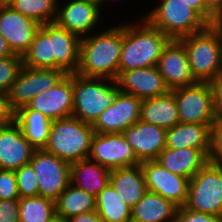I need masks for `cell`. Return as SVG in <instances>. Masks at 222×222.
<instances>
[{
	"label": "cell",
	"instance_id": "1",
	"mask_svg": "<svg viewBox=\"0 0 222 222\" xmlns=\"http://www.w3.org/2000/svg\"><path fill=\"white\" fill-rule=\"evenodd\" d=\"M122 47V25L104 27L81 38L80 61L76 74L116 80Z\"/></svg>",
	"mask_w": 222,
	"mask_h": 222
},
{
	"label": "cell",
	"instance_id": "34",
	"mask_svg": "<svg viewBox=\"0 0 222 222\" xmlns=\"http://www.w3.org/2000/svg\"><path fill=\"white\" fill-rule=\"evenodd\" d=\"M23 67L22 56L13 54L0 59V92L7 93Z\"/></svg>",
	"mask_w": 222,
	"mask_h": 222
},
{
	"label": "cell",
	"instance_id": "15",
	"mask_svg": "<svg viewBox=\"0 0 222 222\" xmlns=\"http://www.w3.org/2000/svg\"><path fill=\"white\" fill-rule=\"evenodd\" d=\"M40 27L35 20L13 10L9 5H0V33L13 54L23 56Z\"/></svg>",
	"mask_w": 222,
	"mask_h": 222
},
{
	"label": "cell",
	"instance_id": "18",
	"mask_svg": "<svg viewBox=\"0 0 222 222\" xmlns=\"http://www.w3.org/2000/svg\"><path fill=\"white\" fill-rule=\"evenodd\" d=\"M140 162L156 160L166 148L167 130L139 120L122 132Z\"/></svg>",
	"mask_w": 222,
	"mask_h": 222
},
{
	"label": "cell",
	"instance_id": "7",
	"mask_svg": "<svg viewBox=\"0 0 222 222\" xmlns=\"http://www.w3.org/2000/svg\"><path fill=\"white\" fill-rule=\"evenodd\" d=\"M184 207L222 217V166L208 161L190 179Z\"/></svg>",
	"mask_w": 222,
	"mask_h": 222
},
{
	"label": "cell",
	"instance_id": "47",
	"mask_svg": "<svg viewBox=\"0 0 222 222\" xmlns=\"http://www.w3.org/2000/svg\"><path fill=\"white\" fill-rule=\"evenodd\" d=\"M14 0H0V5H9L13 2Z\"/></svg>",
	"mask_w": 222,
	"mask_h": 222
},
{
	"label": "cell",
	"instance_id": "9",
	"mask_svg": "<svg viewBox=\"0 0 222 222\" xmlns=\"http://www.w3.org/2000/svg\"><path fill=\"white\" fill-rule=\"evenodd\" d=\"M30 164L39 181V196L55 202L70 184L71 163L41 149L34 151Z\"/></svg>",
	"mask_w": 222,
	"mask_h": 222
},
{
	"label": "cell",
	"instance_id": "28",
	"mask_svg": "<svg viewBox=\"0 0 222 222\" xmlns=\"http://www.w3.org/2000/svg\"><path fill=\"white\" fill-rule=\"evenodd\" d=\"M15 122L20 126L23 136L36 150L44 149L53 120L26 105L16 111Z\"/></svg>",
	"mask_w": 222,
	"mask_h": 222
},
{
	"label": "cell",
	"instance_id": "14",
	"mask_svg": "<svg viewBox=\"0 0 222 222\" xmlns=\"http://www.w3.org/2000/svg\"><path fill=\"white\" fill-rule=\"evenodd\" d=\"M142 99L118 91L112 104L92 124L95 133H122L140 120Z\"/></svg>",
	"mask_w": 222,
	"mask_h": 222
},
{
	"label": "cell",
	"instance_id": "43",
	"mask_svg": "<svg viewBox=\"0 0 222 222\" xmlns=\"http://www.w3.org/2000/svg\"><path fill=\"white\" fill-rule=\"evenodd\" d=\"M70 222H104L96 210L71 217Z\"/></svg>",
	"mask_w": 222,
	"mask_h": 222
},
{
	"label": "cell",
	"instance_id": "44",
	"mask_svg": "<svg viewBox=\"0 0 222 222\" xmlns=\"http://www.w3.org/2000/svg\"><path fill=\"white\" fill-rule=\"evenodd\" d=\"M205 20V0H185Z\"/></svg>",
	"mask_w": 222,
	"mask_h": 222
},
{
	"label": "cell",
	"instance_id": "8",
	"mask_svg": "<svg viewBox=\"0 0 222 222\" xmlns=\"http://www.w3.org/2000/svg\"><path fill=\"white\" fill-rule=\"evenodd\" d=\"M172 91L181 123L213 125L214 92L211 82H196Z\"/></svg>",
	"mask_w": 222,
	"mask_h": 222
},
{
	"label": "cell",
	"instance_id": "17",
	"mask_svg": "<svg viewBox=\"0 0 222 222\" xmlns=\"http://www.w3.org/2000/svg\"><path fill=\"white\" fill-rule=\"evenodd\" d=\"M27 106L51 120L71 117L73 113V74H66L55 86L35 96Z\"/></svg>",
	"mask_w": 222,
	"mask_h": 222
},
{
	"label": "cell",
	"instance_id": "36",
	"mask_svg": "<svg viewBox=\"0 0 222 222\" xmlns=\"http://www.w3.org/2000/svg\"><path fill=\"white\" fill-rule=\"evenodd\" d=\"M16 176L13 170L0 169V200H19Z\"/></svg>",
	"mask_w": 222,
	"mask_h": 222
},
{
	"label": "cell",
	"instance_id": "25",
	"mask_svg": "<svg viewBox=\"0 0 222 222\" xmlns=\"http://www.w3.org/2000/svg\"><path fill=\"white\" fill-rule=\"evenodd\" d=\"M140 120L164 129H170L180 122L174 92L142 100Z\"/></svg>",
	"mask_w": 222,
	"mask_h": 222
},
{
	"label": "cell",
	"instance_id": "27",
	"mask_svg": "<svg viewBox=\"0 0 222 222\" xmlns=\"http://www.w3.org/2000/svg\"><path fill=\"white\" fill-rule=\"evenodd\" d=\"M177 210L172 201L147 190L132 208L131 222H176Z\"/></svg>",
	"mask_w": 222,
	"mask_h": 222
},
{
	"label": "cell",
	"instance_id": "31",
	"mask_svg": "<svg viewBox=\"0 0 222 222\" xmlns=\"http://www.w3.org/2000/svg\"><path fill=\"white\" fill-rule=\"evenodd\" d=\"M96 211L104 222H131L132 209L111 184L96 196Z\"/></svg>",
	"mask_w": 222,
	"mask_h": 222
},
{
	"label": "cell",
	"instance_id": "2",
	"mask_svg": "<svg viewBox=\"0 0 222 222\" xmlns=\"http://www.w3.org/2000/svg\"><path fill=\"white\" fill-rule=\"evenodd\" d=\"M136 21V23L133 21L121 23L122 47L119 71L157 66L164 47L171 40L144 17L141 16Z\"/></svg>",
	"mask_w": 222,
	"mask_h": 222
},
{
	"label": "cell",
	"instance_id": "49",
	"mask_svg": "<svg viewBox=\"0 0 222 222\" xmlns=\"http://www.w3.org/2000/svg\"><path fill=\"white\" fill-rule=\"evenodd\" d=\"M86 1H92V2L99 4L101 0H86Z\"/></svg>",
	"mask_w": 222,
	"mask_h": 222
},
{
	"label": "cell",
	"instance_id": "39",
	"mask_svg": "<svg viewBox=\"0 0 222 222\" xmlns=\"http://www.w3.org/2000/svg\"><path fill=\"white\" fill-rule=\"evenodd\" d=\"M0 222H19V200H0Z\"/></svg>",
	"mask_w": 222,
	"mask_h": 222
},
{
	"label": "cell",
	"instance_id": "42",
	"mask_svg": "<svg viewBox=\"0 0 222 222\" xmlns=\"http://www.w3.org/2000/svg\"><path fill=\"white\" fill-rule=\"evenodd\" d=\"M214 92V116L215 121H222V76L211 82Z\"/></svg>",
	"mask_w": 222,
	"mask_h": 222
},
{
	"label": "cell",
	"instance_id": "12",
	"mask_svg": "<svg viewBox=\"0 0 222 222\" xmlns=\"http://www.w3.org/2000/svg\"><path fill=\"white\" fill-rule=\"evenodd\" d=\"M88 158L109 170L141 164L122 133H95Z\"/></svg>",
	"mask_w": 222,
	"mask_h": 222
},
{
	"label": "cell",
	"instance_id": "21",
	"mask_svg": "<svg viewBox=\"0 0 222 222\" xmlns=\"http://www.w3.org/2000/svg\"><path fill=\"white\" fill-rule=\"evenodd\" d=\"M170 172L192 179L209 161L208 157L195 148H165L156 159Z\"/></svg>",
	"mask_w": 222,
	"mask_h": 222
},
{
	"label": "cell",
	"instance_id": "32",
	"mask_svg": "<svg viewBox=\"0 0 222 222\" xmlns=\"http://www.w3.org/2000/svg\"><path fill=\"white\" fill-rule=\"evenodd\" d=\"M59 0H14L9 6L40 25L56 21Z\"/></svg>",
	"mask_w": 222,
	"mask_h": 222
},
{
	"label": "cell",
	"instance_id": "24",
	"mask_svg": "<svg viewBox=\"0 0 222 222\" xmlns=\"http://www.w3.org/2000/svg\"><path fill=\"white\" fill-rule=\"evenodd\" d=\"M110 171L89 158L75 161L70 167V183L96 197L110 184Z\"/></svg>",
	"mask_w": 222,
	"mask_h": 222
},
{
	"label": "cell",
	"instance_id": "33",
	"mask_svg": "<svg viewBox=\"0 0 222 222\" xmlns=\"http://www.w3.org/2000/svg\"><path fill=\"white\" fill-rule=\"evenodd\" d=\"M56 214L55 202L43 196L19 199V222H48Z\"/></svg>",
	"mask_w": 222,
	"mask_h": 222
},
{
	"label": "cell",
	"instance_id": "26",
	"mask_svg": "<svg viewBox=\"0 0 222 222\" xmlns=\"http://www.w3.org/2000/svg\"><path fill=\"white\" fill-rule=\"evenodd\" d=\"M110 184L131 209L147 191L141 164L112 169L110 171Z\"/></svg>",
	"mask_w": 222,
	"mask_h": 222
},
{
	"label": "cell",
	"instance_id": "38",
	"mask_svg": "<svg viewBox=\"0 0 222 222\" xmlns=\"http://www.w3.org/2000/svg\"><path fill=\"white\" fill-rule=\"evenodd\" d=\"M176 222H222V217L178 207Z\"/></svg>",
	"mask_w": 222,
	"mask_h": 222
},
{
	"label": "cell",
	"instance_id": "19",
	"mask_svg": "<svg viewBox=\"0 0 222 222\" xmlns=\"http://www.w3.org/2000/svg\"><path fill=\"white\" fill-rule=\"evenodd\" d=\"M116 83L119 91L142 100L160 96L170 91L156 66L119 71Z\"/></svg>",
	"mask_w": 222,
	"mask_h": 222
},
{
	"label": "cell",
	"instance_id": "11",
	"mask_svg": "<svg viewBox=\"0 0 222 222\" xmlns=\"http://www.w3.org/2000/svg\"><path fill=\"white\" fill-rule=\"evenodd\" d=\"M62 1L58 2V14L55 21L60 27L80 38L89 36L96 29H100L103 13L99 4L86 0ZM61 2L62 4H60Z\"/></svg>",
	"mask_w": 222,
	"mask_h": 222
},
{
	"label": "cell",
	"instance_id": "41",
	"mask_svg": "<svg viewBox=\"0 0 222 222\" xmlns=\"http://www.w3.org/2000/svg\"><path fill=\"white\" fill-rule=\"evenodd\" d=\"M16 111L12 108L7 93L0 92V127L15 122Z\"/></svg>",
	"mask_w": 222,
	"mask_h": 222
},
{
	"label": "cell",
	"instance_id": "48",
	"mask_svg": "<svg viewBox=\"0 0 222 222\" xmlns=\"http://www.w3.org/2000/svg\"><path fill=\"white\" fill-rule=\"evenodd\" d=\"M109 1V0H108ZM107 0H101L99 3V8L101 10V12L103 13V6H105L104 4H106L105 2H108ZM111 1V0H110Z\"/></svg>",
	"mask_w": 222,
	"mask_h": 222
},
{
	"label": "cell",
	"instance_id": "29",
	"mask_svg": "<svg viewBox=\"0 0 222 222\" xmlns=\"http://www.w3.org/2000/svg\"><path fill=\"white\" fill-rule=\"evenodd\" d=\"M22 59L25 67L55 69V57L52 48V23L41 25Z\"/></svg>",
	"mask_w": 222,
	"mask_h": 222
},
{
	"label": "cell",
	"instance_id": "46",
	"mask_svg": "<svg viewBox=\"0 0 222 222\" xmlns=\"http://www.w3.org/2000/svg\"><path fill=\"white\" fill-rule=\"evenodd\" d=\"M48 222H70L68 218L55 214Z\"/></svg>",
	"mask_w": 222,
	"mask_h": 222
},
{
	"label": "cell",
	"instance_id": "3",
	"mask_svg": "<svg viewBox=\"0 0 222 222\" xmlns=\"http://www.w3.org/2000/svg\"><path fill=\"white\" fill-rule=\"evenodd\" d=\"M179 40L198 82H213L222 76V23L209 25L205 30Z\"/></svg>",
	"mask_w": 222,
	"mask_h": 222
},
{
	"label": "cell",
	"instance_id": "5",
	"mask_svg": "<svg viewBox=\"0 0 222 222\" xmlns=\"http://www.w3.org/2000/svg\"><path fill=\"white\" fill-rule=\"evenodd\" d=\"M119 91L116 80L73 74V113L82 122L93 124L113 102Z\"/></svg>",
	"mask_w": 222,
	"mask_h": 222
},
{
	"label": "cell",
	"instance_id": "30",
	"mask_svg": "<svg viewBox=\"0 0 222 222\" xmlns=\"http://www.w3.org/2000/svg\"><path fill=\"white\" fill-rule=\"evenodd\" d=\"M55 209L56 214L70 219L96 210V197L70 183L55 201Z\"/></svg>",
	"mask_w": 222,
	"mask_h": 222
},
{
	"label": "cell",
	"instance_id": "22",
	"mask_svg": "<svg viewBox=\"0 0 222 222\" xmlns=\"http://www.w3.org/2000/svg\"><path fill=\"white\" fill-rule=\"evenodd\" d=\"M81 38L52 22V48L55 69L67 74L77 72L80 61Z\"/></svg>",
	"mask_w": 222,
	"mask_h": 222
},
{
	"label": "cell",
	"instance_id": "4",
	"mask_svg": "<svg viewBox=\"0 0 222 222\" xmlns=\"http://www.w3.org/2000/svg\"><path fill=\"white\" fill-rule=\"evenodd\" d=\"M95 131L73 116L53 120L44 151L69 163L88 158Z\"/></svg>",
	"mask_w": 222,
	"mask_h": 222
},
{
	"label": "cell",
	"instance_id": "40",
	"mask_svg": "<svg viewBox=\"0 0 222 222\" xmlns=\"http://www.w3.org/2000/svg\"><path fill=\"white\" fill-rule=\"evenodd\" d=\"M205 21L209 25L222 23V0H205Z\"/></svg>",
	"mask_w": 222,
	"mask_h": 222
},
{
	"label": "cell",
	"instance_id": "16",
	"mask_svg": "<svg viewBox=\"0 0 222 222\" xmlns=\"http://www.w3.org/2000/svg\"><path fill=\"white\" fill-rule=\"evenodd\" d=\"M156 67L170 90L198 82L191 72L185 47L180 40L169 41Z\"/></svg>",
	"mask_w": 222,
	"mask_h": 222
},
{
	"label": "cell",
	"instance_id": "37",
	"mask_svg": "<svg viewBox=\"0 0 222 222\" xmlns=\"http://www.w3.org/2000/svg\"><path fill=\"white\" fill-rule=\"evenodd\" d=\"M210 162L222 166V121H214L211 126Z\"/></svg>",
	"mask_w": 222,
	"mask_h": 222
},
{
	"label": "cell",
	"instance_id": "10",
	"mask_svg": "<svg viewBox=\"0 0 222 222\" xmlns=\"http://www.w3.org/2000/svg\"><path fill=\"white\" fill-rule=\"evenodd\" d=\"M67 73L58 69H35L23 66L8 92L12 108L17 111L35 96L51 89Z\"/></svg>",
	"mask_w": 222,
	"mask_h": 222
},
{
	"label": "cell",
	"instance_id": "35",
	"mask_svg": "<svg viewBox=\"0 0 222 222\" xmlns=\"http://www.w3.org/2000/svg\"><path fill=\"white\" fill-rule=\"evenodd\" d=\"M14 173L20 198L39 196V181L30 163L18 168Z\"/></svg>",
	"mask_w": 222,
	"mask_h": 222
},
{
	"label": "cell",
	"instance_id": "45",
	"mask_svg": "<svg viewBox=\"0 0 222 222\" xmlns=\"http://www.w3.org/2000/svg\"><path fill=\"white\" fill-rule=\"evenodd\" d=\"M11 55L13 53L9 49L5 38L0 33V59Z\"/></svg>",
	"mask_w": 222,
	"mask_h": 222
},
{
	"label": "cell",
	"instance_id": "6",
	"mask_svg": "<svg viewBox=\"0 0 222 222\" xmlns=\"http://www.w3.org/2000/svg\"><path fill=\"white\" fill-rule=\"evenodd\" d=\"M159 1V0H158ZM160 2V3H159ZM143 16L152 26L158 28L170 39L205 30L209 24L185 0H160Z\"/></svg>",
	"mask_w": 222,
	"mask_h": 222
},
{
	"label": "cell",
	"instance_id": "20",
	"mask_svg": "<svg viewBox=\"0 0 222 222\" xmlns=\"http://www.w3.org/2000/svg\"><path fill=\"white\" fill-rule=\"evenodd\" d=\"M35 150L16 122L0 127V169L15 171L29 164Z\"/></svg>",
	"mask_w": 222,
	"mask_h": 222
},
{
	"label": "cell",
	"instance_id": "23",
	"mask_svg": "<svg viewBox=\"0 0 222 222\" xmlns=\"http://www.w3.org/2000/svg\"><path fill=\"white\" fill-rule=\"evenodd\" d=\"M211 126L179 122L167 129L166 147L200 149L208 157L211 150Z\"/></svg>",
	"mask_w": 222,
	"mask_h": 222
},
{
	"label": "cell",
	"instance_id": "13",
	"mask_svg": "<svg viewBox=\"0 0 222 222\" xmlns=\"http://www.w3.org/2000/svg\"><path fill=\"white\" fill-rule=\"evenodd\" d=\"M146 189L172 201L178 207L184 206L189 191L190 179L165 169L156 160L141 162Z\"/></svg>",
	"mask_w": 222,
	"mask_h": 222
}]
</instances>
